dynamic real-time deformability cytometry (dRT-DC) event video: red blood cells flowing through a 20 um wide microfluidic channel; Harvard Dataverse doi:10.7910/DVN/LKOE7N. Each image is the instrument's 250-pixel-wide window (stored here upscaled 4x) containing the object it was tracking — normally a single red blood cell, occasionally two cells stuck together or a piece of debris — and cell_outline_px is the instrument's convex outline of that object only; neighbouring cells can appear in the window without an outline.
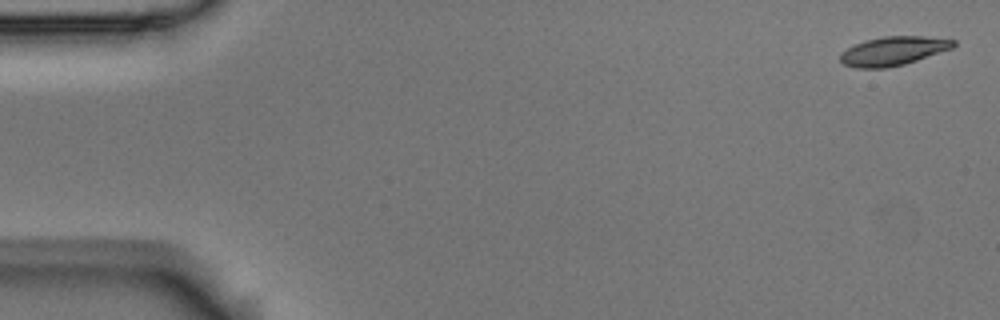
{"species": "Egyptian fruit bat (a non-hibernating species)", "species_latin": "Rousettus aegyptiacus", "temperature_condition": "room temperature", "stored_images_in_passage": 6, "segment_of_instrument_passage": [1, 2], "camera_frame_rate_fps": 3000, "um_per_image_px": 0.085, "animal": {"sex": "male"}, "frame": {"image": 1, "passage_image": 1, "time_ms": 0.0, "image_size_px": [1000, 320], "cell_outline_px": [[956, 44], [952, 48], [904, 64], [888, 68], [856, 68], [844, 64], [840, 60], [840, 56], [848, 48], [856, 44], [868, 40], [884, 36], [924, 36], [956, 40]], "centroid_in_image_um": [75.95, 4.33], "position_along_channel_um": 9.1, "area_um2": 18.73}}
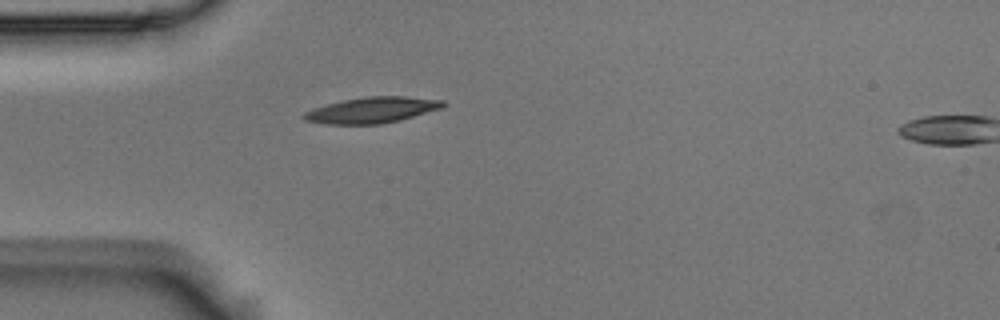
{"frame": {"image": 2, "passage_image": 5, "time_ms": 1.333, "image_size_px": [1000, 320], "cell_outline_px": [[448, 104], [444, 108], [400, 120], [380, 124], [324, 124], [304, 120], [300, 116], [304, 112], [312, 108], [344, 100], [368, 96], [408, 96], [444, 100]], "centroid_in_image_um": [31.66, 9.35], "position_along_channel_um": 53.3, "area_um2": 21.27}}